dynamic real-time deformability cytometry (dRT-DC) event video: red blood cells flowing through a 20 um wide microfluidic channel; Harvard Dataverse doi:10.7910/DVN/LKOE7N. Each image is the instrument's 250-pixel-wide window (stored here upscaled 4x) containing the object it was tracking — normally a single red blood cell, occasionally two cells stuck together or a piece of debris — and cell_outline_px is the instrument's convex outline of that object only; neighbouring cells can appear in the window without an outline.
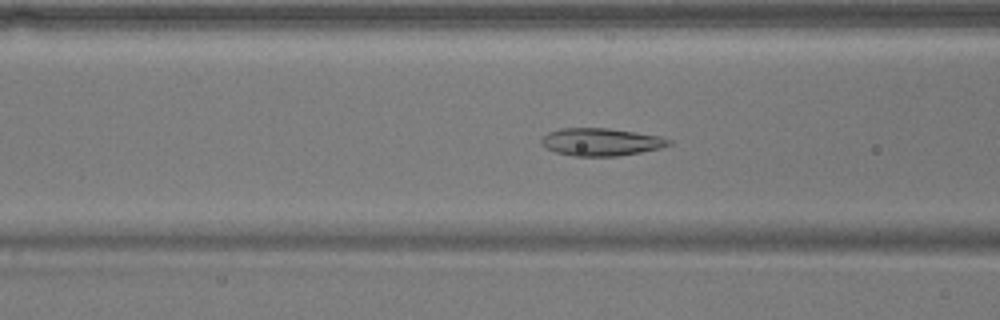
{"species": "common noctule bat (a hibernating species)", "species_latin": "Nyctalus noctula", "temperature_condition": "warm", "stored_images_in_passage": 54, "camera_frame_rate_fps": 3000, "um_per_image_px": 0.085, "animal": {"sex": "male", "body_mass_g": 17.9}, "frame": {"image": 1, "passage_image": 20, "time_ms": 6.333, "image_size_px": [1000, 320], "cell_outline_px": [[672, 144], [660, 148], [640, 152], [616, 156], [576, 156], [556, 152], [540, 144], [540, 140], [548, 132], [560, 128], [608, 128], [636, 132], [660, 136], [672, 140]], "centroid_in_image_um": [51.09, 12.06], "position_along_channel_um": 115.5, "area_um2": 20.46}}
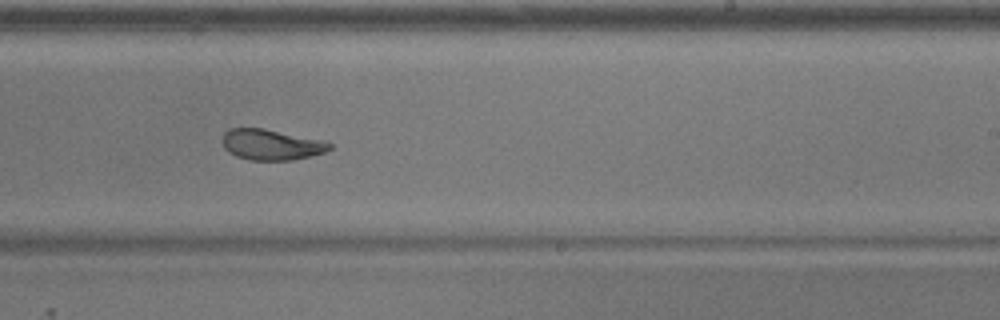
{"frame": {"image": 2, "passage_image": 32, "time_ms": 10.333, "image_size_px": [1000, 320], "cell_outline_px": [[332, 148], [324, 152], [292, 160], [248, 160], [236, 156], [228, 152], [224, 148], [220, 140], [224, 132], [228, 128], [264, 128], [320, 140], [332, 144]], "centroid_in_image_um": [22.97, 12.29], "position_along_channel_um": 266.0, "area_um2": 19.19}}
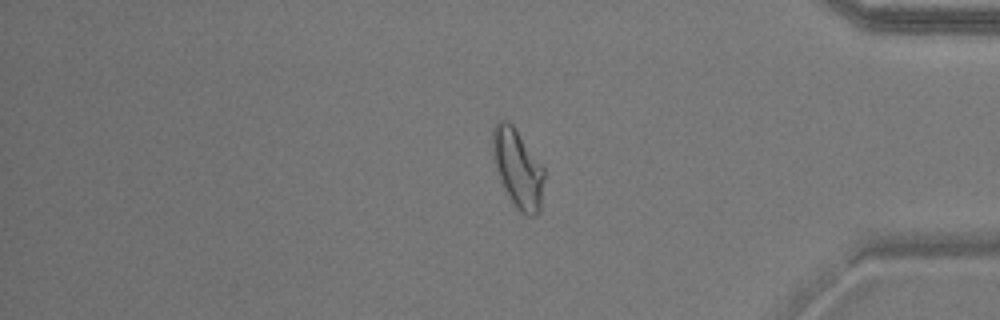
{"frame": {"image": 3, "passage_image": 44, "time_ms": 14.333, "image_size_px": [1000, 320], "cell_outline_px": [[544, 176], [540, 212], [536, 216], [528, 216], [520, 212], [516, 208], [508, 196], [500, 180], [496, 168], [492, 152], [492, 128], [500, 120], [508, 120], [512, 124], [544, 168]], "centroid_in_image_um": [44.01, 14.33], "position_along_channel_um": 391.2, "area_um2": 23.52}, "authors_computed_cell_mechanics": {"area_um2": 22.253, "velocity_mm_per_s": 3.7618, "shape_relaxation_time_tau1_ms": 6.7591, "shape_relaxation_time_tau2_ms": 1.1523, "deformation_change_tau1": 0.1738, "deformation_change_tau2": 0.0695}}